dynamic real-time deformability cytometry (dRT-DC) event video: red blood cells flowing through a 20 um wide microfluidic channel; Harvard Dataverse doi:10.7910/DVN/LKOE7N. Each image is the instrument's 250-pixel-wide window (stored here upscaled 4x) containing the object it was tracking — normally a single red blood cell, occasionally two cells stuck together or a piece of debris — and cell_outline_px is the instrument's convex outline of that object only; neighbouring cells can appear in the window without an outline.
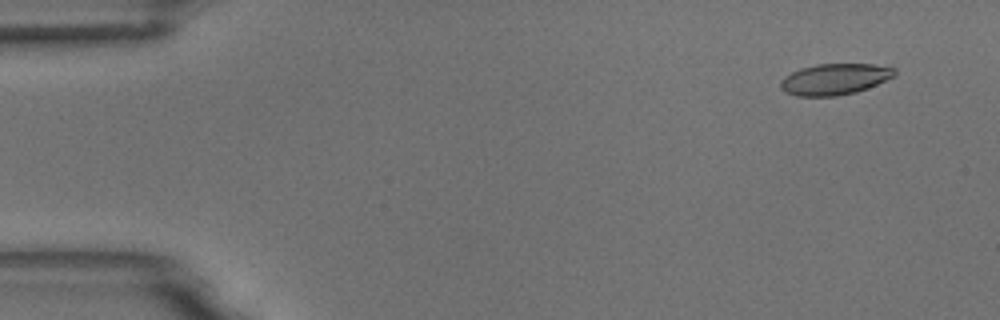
{"species": "common noctule bat (a hibernating species)", "species_latin": "Nyctalus noctula", "temperature_condition": "room temperature", "stored_images_in_passage": 55, "camera_frame_rate_fps": 3000, "um_per_image_px": 0.085, "animal": {"sex": "male", "body_mass_g": 18.8}, "frame": {"image": 1, "passage_image": 1, "time_ms": 0.0, "image_size_px": [1000, 320], "cell_outline_px": [[896, 76], [868, 88], [856, 92], [836, 96], [796, 96], [784, 92], [780, 88], [780, 80], [784, 76], [800, 68], [816, 64], [872, 64], [896, 68]], "centroid_in_image_um": [70.94, 6.73], "position_along_channel_um": 14.1, "area_um2": 20.92}}
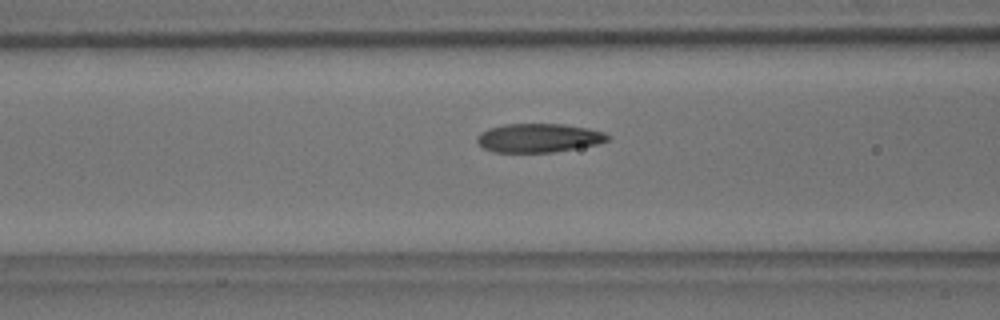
{"frame": {"image": 2, "passage_image": 20, "time_ms": 6.333, "image_size_px": [1000, 320], "cell_outline_px": [[608, 140], [596, 144], [556, 152], [492, 152], [484, 148], [476, 140], [476, 136], [480, 132], [488, 128], [504, 124], [564, 124], [588, 128], [604, 132], [608, 136]], "centroid_in_image_um": [45.75, 11.72], "position_along_channel_um": 120.9, "area_um2": 21.91}}
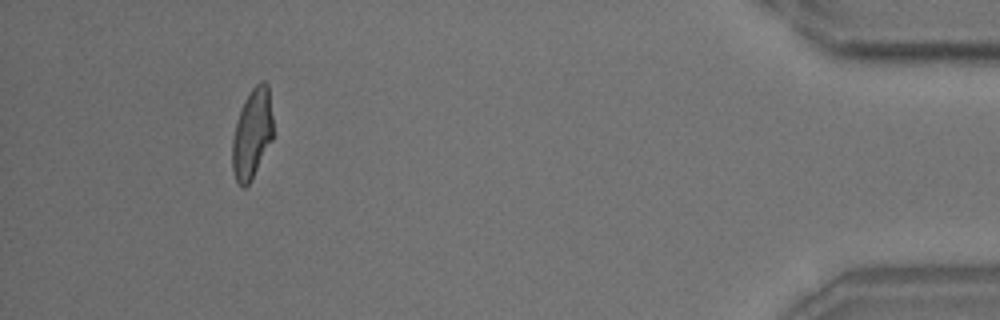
{"frame": {"image": 3, "passage_image": 51, "time_ms": 16.667, "image_size_px": [1000, 320], "cell_outline_px": [[272, 140], [252, 180], [244, 188], [240, 188], [236, 180], [232, 168], [232, 140], [236, 120], [244, 100], [252, 88], [260, 80], [264, 80], [268, 84], [272, 116]], "centroid_in_image_um": [21.42, 11.37], "position_along_channel_um": 413.8, "area_um2": 21.56}, "authors_computed_cell_mechanics": {"area_um2": 21.964, "velocity_mm_per_s": 3.4549, "shape_relaxation_time_tau1_ms": 6.1603, "shape_relaxation_time_tau2_ms": 1.6606, "deformation_change_tau1": 0.1929, "deformation_change_tau2": 0.0949}}